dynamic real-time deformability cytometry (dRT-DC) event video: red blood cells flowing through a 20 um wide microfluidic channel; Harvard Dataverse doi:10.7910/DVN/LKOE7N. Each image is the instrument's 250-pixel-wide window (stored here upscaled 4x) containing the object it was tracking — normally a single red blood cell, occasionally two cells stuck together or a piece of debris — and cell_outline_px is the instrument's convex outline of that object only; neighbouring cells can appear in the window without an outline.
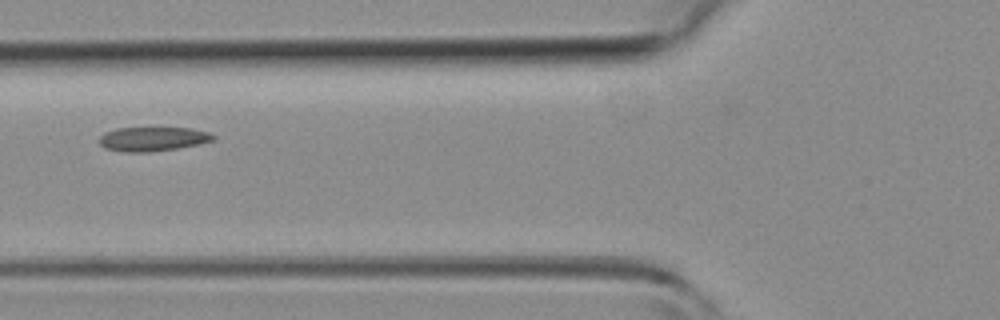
{"species": "common noctule bat (a hibernating species)", "species_latin": "Nyctalus noctula", "temperature_condition": "room temperature", "stored_images_in_passage": 6, "camera_frame_rate_fps": 3000, "um_per_image_px": 0.085, "animal": {"sex": "female", "body_mass_g": 19.3, "forearm_length_mm": 54.1}, "frame": {"image": 1, "passage_image": 5, "time_ms": 4.667, "image_size_px": [1000, 320], "cell_outline_px": [[216, 140], [200, 144], [152, 152], [124, 152], [104, 148], [100, 144], [100, 136], [104, 132], [116, 128], [192, 128], [208, 132], [216, 136]], "centroid_in_image_um": [13.0, 11.81], "position_along_channel_um": 112.8, "area_um2": 16.18}}
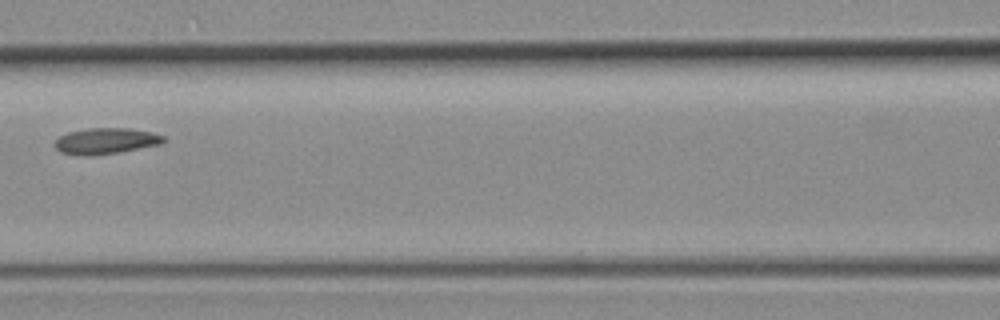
{"frame": {"image": 2, "passage_image": 6, "time_ms": 5.667, "image_size_px": [1000, 320], "cell_outline_px": [[168, 140], [160, 144], [120, 152], [92, 156], [80, 156], [60, 152], [56, 148], [56, 140], [60, 136], [68, 132], [88, 128], [128, 128], [152, 132], [164, 136]], "centroid_in_image_um": [9.01, 11.99], "position_along_channel_um": 157.6, "area_um2": 16.59}}